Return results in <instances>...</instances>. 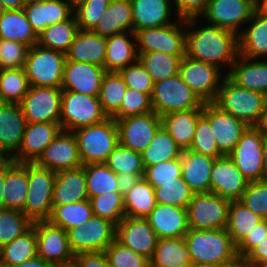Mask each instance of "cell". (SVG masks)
<instances>
[{"instance_id":"bcb514c9","label":"cell","mask_w":267,"mask_h":267,"mask_svg":"<svg viewBox=\"0 0 267 267\" xmlns=\"http://www.w3.org/2000/svg\"><path fill=\"white\" fill-rule=\"evenodd\" d=\"M83 166L89 200L94 196L119 191L117 174L105 163L85 164Z\"/></svg>"},{"instance_id":"7bdbcfd3","label":"cell","mask_w":267,"mask_h":267,"mask_svg":"<svg viewBox=\"0 0 267 267\" xmlns=\"http://www.w3.org/2000/svg\"><path fill=\"white\" fill-rule=\"evenodd\" d=\"M182 151L169 133L161 127L154 139L141 153L143 166L146 169L157 163L180 158Z\"/></svg>"},{"instance_id":"2644e50d","label":"cell","mask_w":267,"mask_h":267,"mask_svg":"<svg viewBox=\"0 0 267 267\" xmlns=\"http://www.w3.org/2000/svg\"><path fill=\"white\" fill-rule=\"evenodd\" d=\"M1 267H53L50 263L44 261L41 257L36 256L33 259L22 262L21 264L13 266H1Z\"/></svg>"},{"instance_id":"be15d7a7","label":"cell","mask_w":267,"mask_h":267,"mask_svg":"<svg viewBox=\"0 0 267 267\" xmlns=\"http://www.w3.org/2000/svg\"><path fill=\"white\" fill-rule=\"evenodd\" d=\"M267 236V219L254 226L244 239L236 246L239 260L241 261L258 243Z\"/></svg>"},{"instance_id":"94428289","label":"cell","mask_w":267,"mask_h":267,"mask_svg":"<svg viewBox=\"0 0 267 267\" xmlns=\"http://www.w3.org/2000/svg\"><path fill=\"white\" fill-rule=\"evenodd\" d=\"M111 0H88L76 10L74 15L80 30H93L106 11Z\"/></svg>"},{"instance_id":"6125c7cd","label":"cell","mask_w":267,"mask_h":267,"mask_svg":"<svg viewBox=\"0 0 267 267\" xmlns=\"http://www.w3.org/2000/svg\"><path fill=\"white\" fill-rule=\"evenodd\" d=\"M28 49L25 44L0 39V69L23 68Z\"/></svg>"},{"instance_id":"f6af8a7d","label":"cell","mask_w":267,"mask_h":267,"mask_svg":"<svg viewBox=\"0 0 267 267\" xmlns=\"http://www.w3.org/2000/svg\"><path fill=\"white\" fill-rule=\"evenodd\" d=\"M126 90L127 85L119 72H105L98 98L104 113L108 117H112L120 109L122 98Z\"/></svg>"},{"instance_id":"3957f363","label":"cell","mask_w":267,"mask_h":267,"mask_svg":"<svg viewBox=\"0 0 267 267\" xmlns=\"http://www.w3.org/2000/svg\"><path fill=\"white\" fill-rule=\"evenodd\" d=\"M72 133L83 165L106 163L109 154L119 144L118 126L112 117L98 124L78 128Z\"/></svg>"},{"instance_id":"603a6c76","label":"cell","mask_w":267,"mask_h":267,"mask_svg":"<svg viewBox=\"0 0 267 267\" xmlns=\"http://www.w3.org/2000/svg\"><path fill=\"white\" fill-rule=\"evenodd\" d=\"M106 70L94 64L66 60L61 89L99 96L103 75Z\"/></svg>"},{"instance_id":"484cf974","label":"cell","mask_w":267,"mask_h":267,"mask_svg":"<svg viewBox=\"0 0 267 267\" xmlns=\"http://www.w3.org/2000/svg\"><path fill=\"white\" fill-rule=\"evenodd\" d=\"M89 199L84 166L56 172L52 206L66 205Z\"/></svg>"},{"instance_id":"ac0fdd59","label":"cell","mask_w":267,"mask_h":267,"mask_svg":"<svg viewBox=\"0 0 267 267\" xmlns=\"http://www.w3.org/2000/svg\"><path fill=\"white\" fill-rule=\"evenodd\" d=\"M202 114L209 120L217 147L223 155H228L249 127L244 121L223 112L213 102L204 103Z\"/></svg>"},{"instance_id":"34e18365","label":"cell","mask_w":267,"mask_h":267,"mask_svg":"<svg viewBox=\"0 0 267 267\" xmlns=\"http://www.w3.org/2000/svg\"><path fill=\"white\" fill-rule=\"evenodd\" d=\"M256 12L267 17V0H255Z\"/></svg>"},{"instance_id":"09005b40","label":"cell","mask_w":267,"mask_h":267,"mask_svg":"<svg viewBox=\"0 0 267 267\" xmlns=\"http://www.w3.org/2000/svg\"><path fill=\"white\" fill-rule=\"evenodd\" d=\"M61 267H81L75 260L64 264Z\"/></svg>"},{"instance_id":"30bf717a","label":"cell","mask_w":267,"mask_h":267,"mask_svg":"<svg viewBox=\"0 0 267 267\" xmlns=\"http://www.w3.org/2000/svg\"><path fill=\"white\" fill-rule=\"evenodd\" d=\"M230 202L212 192L194 193L186 208L189 228L195 230L226 228Z\"/></svg>"},{"instance_id":"816d5d0a","label":"cell","mask_w":267,"mask_h":267,"mask_svg":"<svg viewBox=\"0 0 267 267\" xmlns=\"http://www.w3.org/2000/svg\"><path fill=\"white\" fill-rule=\"evenodd\" d=\"M156 202L181 208H187L194 192L182 177L176 182L159 183V187L154 188Z\"/></svg>"},{"instance_id":"60d3db41","label":"cell","mask_w":267,"mask_h":267,"mask_svg":"<svg viewBox=\"0 0 267 267\" xmlns=\"http://www.w3.org/2000/svg\"><path fill=\"white\" fill-rule=\"evenodd\" d=\"M79 31L75 15L62 23L47 26L38 35V45L40 47L67 53Z\"/></svg>"},{"instance_id":"ee69618b","label":"cell","mask_w":267,"mask_h":267,"mask_svg":"<svg viewBox=\"0 0 267 267\" xmlns=\"http://www.w3.org/2000/svg\"><path fill=\"white\" fill-rule=\"evenodd\" d=\"M93 216L92 205L89 199L85 201L53 206L48 221L65 231L78 227L90 220Z\"/></svg>"},{"instance_id":"d590c367","label":"cell","mask_w":267,"mask_h":267,"mask_svg":"<svg viewBox=\"0 0 267 267\" xmlns=\"http://www.w3.org/2000/svg\"><path fill=\"white\" fill-rule=\"evenodd\" d=\"M247 23L251 25L238 35L239 55L251 60L267 56V17L255 11Z\"/></svg>"},{"instance_id":"f35d334b","label":"cell","mask_w":267,"mask_h":267,"mask_svg":"<svg viewBox=\"0 0 267 267\" xmlns=\"http://www.w3.org/2000/svg\"><path fill=\"white\" fill-rule=\"evenodd\" d=\"M126 217L146 219L156 206L154 187L140 178L133 188L123 196Z\"/></svg>"},{"instance_id":"4fadbf2b","label":"cell","mask_w":267,"mask_h":267,"mask_svg":"<svg viewBox=\"0 0 267 267\" xmlns=\"http://www.w3.org/2000/svg\"><path fill=\"white\" fill-rule=\"evenodd\" d=\"M62 89L30 86L19 103L27 123H59Z\"/></svg>"},{"instance_id":"ba28073f","label":"cell","mask_w":267,"mask_h":267,"mask_svg":"<svg viewBox=\"0 0 267 267\" xmlns=\"http://www.w3.org/2000/svg\"><path fill=\"white\" fill-rule=\"evenodd\" d=\"M107 118L98 96L62 90L59 123L63 131L73 132L81 127L101 123Z\"/></svg>"},{"instance_id":"ab89813d","label":"cell","mask_w":267,"mask_h":267,"mask_svg":"<svg viewBox=\"0 0 267 267\" xmlns=\"http://www.w3.org/2000/svg\"><path fill=\"white\" fill-rule=\"evenodd\" d=\"M36 247V231L32 226L23 235L0 248V266H13L35 258Z\"/></svg>"},{"instance_id":"003e7915","label":"cell","mask_w":267,"mask_h":267,"mask_svg":"<svg viewBox=\"0 0 267 267\" xmlns=\"http://www.w3.org/2000/svg\"><path fill=\"white\" fill-rule=\"evenodd\" d=\"M74 260L81 267H111L104 252H82Z\"/></svg>"},{"instance_id":"2a66077c","label":"cell","mask_w":267,"mask_h":267,"mask_svg":"<svg viewBox=\"0 0 267 267\" xmlns=\"http://www.w3.org/2000/svg\"><path fill=\"white\" fill-rule=\"evenodd\" d=\"M240 266L241 265H215V264L191 262L187 267H240Z\"/></svg>"},{"instance_id":"681fc988","label":"cell","mask_w":267,"mask_h":267,"mask_svg":"<svg viewBox=\"0 0 267 267\" xmlns=\"http://www.w3.org/2000/svg\"><path fill=\"white\" fill-rule=\"evenodd\" d=\"M115 174L130 173L144 177L142 155L120 143L109 154L105 163Z\"/></svg>"},{"instance_id":"f5cc1de1","label":"cell","mask_w":267,"mask_h":267,"mask_svg":"<svg viewBox=\"0 0 267 267\" xmlns=\"http://www.w3.org/2000/svg\"><path fill=\"white\" fill-rule=\"evenodd\" d=\"M90 202L94 216L109 220L116 226L125 217L124 199L119 191L94 196Z\"/></svg>"},{"instance_id":"8992f818","label":"cell","mask_w":267,"mask_h":267,"mask_svg":"<svg viewBox=\"0 0 267 267\" xmlns=\"http://www.w3.org/2000/svg\"><path fill=\"white\" fill-rule=\"evenodd\" d=\"M151 104L159 116L175 111L203 109L204 105L179 74L154 83Z\"/></svg>"},{"instance_id":"7dc6e473","label":"cell","mask_w":267,"mask_h":267,"mask_svg":"<svg viewBox=\"0 0 267 267\" xmlns=\"http://www.w3.org/2000/svg\"><path fill=\"white\" fill-rule=\"evenodd\" d=\"M183 57L172 56L162 52L138 54L139 61L150 74L154 83L178 74L179 64Z\"/></svg>"},{"instance_id":"4316f807","label":"cell","mask_w":267,"mask_h":267,"mask_svg":"<svg viewBox=\"0 0 267 267\" xmlns=\"http://www.w3.org/2000/svg\"><path fill=\"white\" fill-rule=\"evenodd\" d=\"M181 177L194 193L210 192L211 170L216 158L192 150L181 154Z\"/></svg>"},{"instance_id":"5b68a950","label":"cell","mask_w":267,"mask_h":267,"mask_svg":"<svg viewBox=\"0 0 267 267\" xmlns=\"http://www.w3.org/2000/svg\"><path fill=\"white\" fill-rule=\"evenodd\" d=\"M66 54L40 47L28 49L24 70L30 86L61 88Z\"/></svg>"},{"instance_id":"91938a15","label":"cell","mask_w":267,"mask_h":267,"mask_svg":"<svg viewBox=\"0 0 267 267\" xmlns=\"http://www.w3.org/2000/svg\"><path fill=\"white\" fill-rule=\"evenodd\" d=\"M181 177V158L172 159L149 166L144 178L155 188L159 183L176 182Z\"/></svg>"},{"instance_id":"7402d4cb","label":"cell","mask_w":267,"mask_h":267,"mask_svg":"<svg viewBox=\"0 0 267 267\" xmlns=\"http://www.w3.org/2000/svg\"><path fill=\"white\" fill-rule=\"evenodd\" d=\"M26 124L19 103L0 102L1 158H11L18 151Z\"/></svg>"},{"instance_id":"4dcf8cb0","label":"cell","mask_w":267,"mask_h":267,"mask_svg":"<svg viewBox=\"0 0 267 267\" xmlns=\"http://www.w3.org/2000/svg\"><path fill=\"white\" fill-rule=\"evenodd\" d=\"M24 11L37 35L47 26L62 23L74 15V10L66 0H47L29 3L24 6Z\"/></svg>"},{"instance_id":"44dd1931","label":"cell","mask_w":267,"mask_h":267,"mask_svg":"<svg viewBox=\"0 0 267 267\" xmlns=\"http://www.w3.org/2000/svg\"><path fill=\"white\" fill-rule=\"evenodd\" d=\"M248 182L228 155L215 159L211 170L210 192L229 201L240 200Z\"/></svg>"},{"instance_id":"9c48e42d","label":"cell","mask_w":267,"mask_h":267,"mask_svg":"<svg viewBox=\"0 0 267 267\" xmlns=\"http://www.w3.org/2000/svg\"><path fill=\"white\" fill-rule=\"evenodd\" d=\"M175 23L164 27L137 31V54L162 52L172 56L186 55V19L177 18ZM183 29V31H182Z\"/></svg>"},{"instance_id":"8d00e7d4","label":"cell","mask_w":267,"mask_h":267,"mask_svg":"<svg viewBox=\"0 0 267 267\" xmlns=\"http://www.w3.org/2000/svg\"><path fill=\"white\" fill-rule=\"evenodd\" d=\"M0 39L12 40L31 48L38 43V35L28 21L24 9L4 10L0 14Z\"/></svg>"},{"instance_id":"db71d44e","label":"cell","mask_w":267,"mask_h":267,"mask_svg":"<svg viewBox=\"0 0 267 267\" xmlns=\"http://www.w3.org/2000/svg\"><path fill=\"white\" fill-rule=\"evenodd\" d=\"M189 150L212 158L224 156L217 147L209 120L203 114L198 118L194 138Z\"/></svg>"},{"instance_id":"f546056e","label":"cell","mask_w":267,"mask_h":267,"mask_svg":"<svg viewBox=\"0 0 267 267\" xmlns=\"http://www.w3.org/2000/svg\"><path fill=\"white\" fill-rule=\"evenodd\" d=\"M2 192L5 208L24 209L28 193V162L16 163L11 158H5Z\"/></svg>"},{"instance_id":"6f0895ef","label":"cell","mask_w":267,"mask_h":267,"mask_svg":"<svg viewBox=\"0 0 267 267\" xmlns=\"http://www.w3.org/2000/svg\"><path fill=\"white\" fill-rule=\"evenodd\" d=\"M253 213L267 219V182L250 181L240 200Z\"/></svg>"},{"instance_id":"ffe728a7","label":"cell","mask_w":267,"mask_h":267,"mask_svg":"<svg viewBox=\"0 0 267 267\" xmlns=\"http://www.w3.org/2000/svg\"><path fill=\"white\" fill-rule=\"evenodd\" d=\"M116 239L149 261L153 258L158 241L147 219L126 216L116 226Z\"/></svg>"},{"instance_id":"6da1fadb","label":"cell","mask_w":267,"mask_h":267,"mask_svg":"<svg viewBox=\"0 0 267 267\" xmlns=\"http://www.w3.org/2000/svg\"><path fill=\"white\" fill-rule=\"evenodd\" d=\"M196 20L197 17L186 19V56L219 68L226 64L231 68L239 56L238 35L212 24L193 29Z\"/></svg>"},{"instance_id":"979ff035","label":"cell","mask_w":267,"mask_h":267,"mask_svg":"<svg viewBox=\"0 0 267 267\" xmlns=\"http://www.w3.org/2000/svg\"><path fill=\"white\" fill-rule=\"evenodd\" d=\"M47 0H24L25 5L29 4V3H38V2H44Z\"/></svg>"},{"instance_id":"277c9868","label":"cell","mask_w":267,"mask_h":267,"mask_svg":"<svg viewBox=\"0 0 267 267\" xmlns=\"http://www.w3.org/2000/svg\"><path fill=\"white\" fill-rule=\"evenodd\" d=\"M213 103L223 112L253 126L267 105V96L236 85L225 74Z\"/></svg>"},{"instance_id":"7a4b0ae2","label":"cell","mask_w":267,"mask_h":267,"mask_svg":"<svg viewBox=\"0 0 267 267\" xmlns=\"http://www.w3.org/2000/svg\"><path fill=\"white\" fill-rule=\"evenodd\" d=\"M184 239L194 263L241 265L236 245L232 242L226 228L207 230L189 228Z\"/></svg>"},{"instance_id":"11e5206c","label":"cell","mask_w":267,"mask_h":267,"mask_svg":"<svg viewBox=\"0 0 267 267\" xmlns=\"http://www.w3.org/2000/svg\"><path fill=\"white\" fill-rule=\"evenodd\" d=\"M262 180L267 182V139L263 148V175Z\"/></svg>"},{"instance_id":"9f6ffc18","label":"cell","mask_w":267,"mask_h":267,"mask_svg":"<svg viewBox=\"0 0 267 267\" xmlns=\"http://www.w3.org/2000/svg\"><path fill=\"white\" fill-rule=\"evenodd\" d=\"M111 267H150V261L115 239L104 251Z\"/></svg>"},{"instance_id":"a7ac6f4b","label":"cell","mask_w":267,"mask_h":267,"mask_svg":"<svg viewBox=\"0 0 267 267\" xmlns=\"http://www.w3.org/2000/svg\"><path fill=\"white\" fill-rule=\"evenodd\" d=\"M140 178L141 177L137 174H130L127 172L117 174L119 192L124 196L133 188Z\"/></svg>"},{"instance_id":"e7e4bbea","label":"cell","mask_w":267,"mask_h":267,"mask_svg":"<svg viewBox=\"0 0 267 267\" xmlns=\"http://www.w3.org/2000/svg\"><path fill=\"white\" fill-rule=\"evenodd\" d=\"M210 0H172L177 18L188 19L201 16Z\"/></svg>"},{"instance_id":"753ad0ef","label":"cell","mask_w":267,"mask_h":267,"mask_svg":"<svg viewBox=\"0 0 267 267\" xmlns=\"http://www.w3.org/2000/svg\"><path fill=\"white\" fill-rule=\"evenodd\" d=\"M5 180V158L0 159V209H5V200L3 197V183Z\"/></svg>"},{"instance_id":"2e32d148","label":"cell","mask_w":267,"mask_h":267,"mask_svg":"<svg viewBox=\"0 0 267 267\" xmlns=\"http://www.w3.org/2000/svg\"><path fill=\"white\" fill-rule=\"evenodd\" d=\"M255 11V0H210L201 17L206 24L216 25L239 35L241 31L238 29L252 18Z\"/></svg>"},{"instance_id":"1f68e13d","label":"cell","mask_w":267,"mask_h":267,"mask_svg":"<svg viewBox=\"0 0 267 267\" xmlns=\"http://www.w3.org/2000/svg\"><path fill=\"white\" fill-rule=\"evenodd\" d=\"M106 37L91 30H80L66 53V60L84 62L104 67L106 57Z\"/></svg>"},{"instance_id":"deb4b68c","label":"cell","mask_w":267,"mask_h":267,"mask_svg":"<svg viewBox=\"0 0 267 267\" xmlns=\"http://www.w3.org/2000/svg\"><path fill=\"white\" fill-rule=\"evenodd\" d=\"M4 11V9L2 8L1 2H0V14Z\"/></svg>"},{"instance_id":"52a82bcc","label":"cell","mask_w":267,"mask_h":267,"mask_svg":"<svg viewBox=\"0 0 267 267\" xmlns=\"http://www.w3.org/2000/svg\"><path fill=\"white\" fill-rule=\"evenodd\" d=\"M56 172L28 162V193L22 212L32 221L48 220L53 206L52 195Z\"/></svg>"},{"instance_id":"89a4df30","label":"cell","mask_w":267,"mask_h":267,"mask_svg":"<svg viewBox=\"0 0 267 267\" xmlns=\"http://www.w3.org/2000/svg\"><path fill=\"white\" fill-rule=\"evenodd\" d=\"M253 127L265 138L267 139V105L265 106L263 112L258 117V120L253 125Z\"/></svg>"},{"instance_id":"74e56055","label":"cell","mask_w":267,"mask_h":267,"mask_svg":"<svg viewBox=\"0 0 267 267\" xmlns=\"http://www.w3.org/2000/svg\"><path fill=\"white\" fill-rule=\"evenodd\" d=\"M192 255L184 237L158 239L150 267H187Z\"/></svg>"},{"instance_id":"f907efd6","label":"cell","mask_w":267,"mask_h":267,"mask_svg":"<svg viewBox=\"0 0 267 267\" xmlns=\"http://www.w3.org/2000/svg\"><path fill=\"white\" fill-rule=\"evenodd\" d=\"M33 222L17 209H0V248L23 235Z\"/></svg>"},{"instance_id":"8c879c8a","label":"cell","mask_w":267,"mask_h":267,"mask_svg":"<svg viewBox=\"0 0 267 267\" xmlns=\"http://www.w3.org/2000/svg\"><path fill=\"white\" fill-rule=\"evenodd\" d=\"M4 10H18L24 9V0H0Z\"/></svg>"},{"instance_id":"d6986e66","label":"cell","mask_w":267,"mask_h":267,"mask_svg":"<svg viewBox=\"0 0 267 267\" xmlns=\"http://www.w3.org/2000/svg\"><path fill=\"white\" fill-rule=\"evenodd\" d=\"M35 163L54 172L83 166L73 133L62 130L44 149Z\"/></svg>"},{"instance_id":"e0dca14e","label":"cell","mask_w":267,"mask_h":267,"mask_svg":"<svg viewBox=\"0 0 267 267\" xmlns=\"http://www.w3.org/2000/svg\"><path fill=\"white\" fill-rule=\"evenodd\" d=\"M119 143L142 153L162 127L161 117L154 111L143 115L129 116L116 120Z\"/></svg>"},{"instance_id":"83f0119b","label":"cell","mask_w":267,"mask_h":267,"mask_svg":"<svg viewBox=\"0 0 267 267\" xmlns=\"http://www.w3.org/2000/svg\"><path fill=\"white\" fill-rule=\"evenodd\" d=\"M225 74L236 85L267 96V60L252 59L251 61L239 55Z\"/></svg>"},{"instance_id":"680465c9","label":"cell","mask_w":267,"mask_h":267,"mask_svg":"<svg viewBox=\"0 0 267 267\" xmlns=\"http://www.w3.org/2000/svg\"><path fill=\"white\" fill-rule=\"evenodd\" d=\"M127 87L151 97L154 82L143 64L137 59L134 63L119 71Z\"/></svg>"},{"instance_id":"e575fe53","label":"cell","mask_w":267,"mask_h":267,"mask_svg":"<svg viewBox=\"0 0 267 267\" xmlns=\"http://www.w3.org/2000/svg\"><path fill=\"white\" fill-rule=\"evenodd\" d=\"M92 31L104 37L123 32H133L131 1L111 0Z\"/></svg>"},{"instance_id":"d4e9b609","label":"cell","mask_w":267,"mask_h":267,"mask_svg":"<svg viewBox=\"0 0 267 267\" xmlns=\"http://www.w3.org/2000/svg\"><path fill=\"white\" fill-rule=\"evenodd\" d=\"M146 219L158 239L184 237L189 230L186 208L157 203Z\"/></svg>"},{"instance_id":"7c38bea8","label":"cell","mask_w":267,"mask_h":267,"mask_svg":"<svg viewBox=\"0 0 267 267\" xmlns=\"http://www.w3.org/2000/svg\"><path fill=\"white\" fill-rule=\"evenodd\" d=\"M67 235L74 255L82 252H104L116 239V225L93 215L82 225L69 229Z\"/></svg>"},{"instance_id":"cb8c5ba5","label":"cell","mask_w":267,"mask_h":267,"mask_svg":"<svg viewBox=\"0 0 267 267\" xmlns=\"http://www.w3.org/2000/svg\"><path fill=\"white\" fill-rule=\"evenodd\" d=\"M61 131L60 123H27L22 143L11 159L16 163L35 162Z\"/></svg>"},{"instance_id":"d6a6232c","label":"cell","mask_w":267,"mask_h":267,"mask_svg":"<svg viewBox=\"0 0 267 267\" xmlns=\"http://www.w3.org/2000/svg\"><path fill=\"white\" fill-rule=\"evenodd\" d=\"M202 112L203 109H190L160 116L162 127L183 151L188 150L192 144L197 121Z\"/></svg>"},{"instance_id":"b9f144b4","label":"cell","mask_w":267,"mask_h":267,"mask_svg":"<svg viewBox=\"0 0 267 267\" xmlns=\"http://www.w3.org/2000/svg\"><path fill=\"white\" fill-rule=\"evenodd\" d=\"M263 220L264 218L253 213L241 201H231L226 230L237 246L254 229V226Z\"/></svg>"},{"instance_id":"9a60e30c","label":"cell","mask_w":267,"mask_h":267,"mask_svg":"<svg viewBox=\"0 0 267 267\" xmlns=\"http://www.w3.org/2000/svg\"><path fill=\"white\" fill-rule=\"evenodd\" d=\"M36 231L37 256L53 267H61L74 260L67 231L51 224L48 220L35 221L32 225Z\"/></svg>"},{"instance_id":"836d02e7","label":"cell","mask_w":267,"mask_h":267,"mask_svg":"<svg viewBox=\"0 0 267 267\" xmlns=\"http://www.w3.org/2000/svg\"><path fill=\"white\" fill-rule=\"evenodd\" d=\"M130 37H133L134 40L129 39ZM106 42L104 64L106 71L119 72L138 59L136 34L134 32H123L106 37Z\"/></svg>"},{"instance_id":"f1b7e54d","label":"cell","mask_w":267,"mask_h":267,"mask_svg":"<svg viewBox=\"0 0 267 267\" xmlns=\"http://www.w3.org/2000/svg\"><path fill=\"white\" fill-rule=\"evenodd\" d=\"M133 17V32L172 24L170 14L172 0H130Z\"/></svg>"},{"instance_id":"b9fcfbb0","label":"cell","mask_w":267,"mask_h":267,"mask_svg":"<svg viewBox=\"0 0 267 267\" xmlns=\"http://www.w3.org/2000/svg\"><path fill=\"white\" fill-rule=\"evenodd\" d=\"M73 10L84 4L88 0H66Z\"/></svg>"},{"instance_id":"11a10c76","label":"cell","mask_w":267,"mask_h":267,"mask_svg":"<svg viewBox=\"0 0 267 267\" xmlns=\"http://www.w3.org/2000/svg\"><path fill=\"white\" fill-rule=\"evenodd\" d=\"M153 112L151 97L127 87L120 109L112 116L114 120Z\"/></svg>"},{"instance_id":"03108f58","label":"cell","mask_w":267,"mask_h":267,"mask_svg":"<svg viewBox=\"0 0 267 267\" xmlns=\"http://www.w3.org/2000/svg\"><path fill=\"white\" fill-rule=\"evenodd\" d=\"M267 263V236L258 243L242 260L243 267H262Z\"/></svg>"},{"instance_id":"5bb4252c","label":"cell","mask_w":267,"mask_h":267,"mask_svg":"<svg viewBox=\"0 0 267 267\" xmlns=\"http://www.w3.org/2000/svg\"><path fill=\"white\" fill-rule=\"evenodd\" d=\"M265 140L253 126H249L234 149L228 154V157L249 182L262 180Z\"/></svg>"},{"instance_id":"8fae6325","label":"cell","mask_w":267,"mask_h":267,"mask_svg":"<svg viewBox=\"0 0 267 267\" xmlns=\"http://www.w3.org/2000/svg\"><path fill=\"white\" fill-rule=\"evenodd\" d=\"M219 67L184 56L178 74L203 103L214 102L223 77Z\"/></svg>"},{"instance_id":"c3c4849f","label":"cell","mask_w":267,"mask_h":267,"mask_svg":"<svg viewBox=\"0 0 267 267\" xmlns=\"http://www.w3.org/2000/svg\"><path fill=\"white\" fill-rule=\"evenodd\" d=\"M29 88L24 68L0 69V102L20 103Z\"/></svg>"}]
</instances>
